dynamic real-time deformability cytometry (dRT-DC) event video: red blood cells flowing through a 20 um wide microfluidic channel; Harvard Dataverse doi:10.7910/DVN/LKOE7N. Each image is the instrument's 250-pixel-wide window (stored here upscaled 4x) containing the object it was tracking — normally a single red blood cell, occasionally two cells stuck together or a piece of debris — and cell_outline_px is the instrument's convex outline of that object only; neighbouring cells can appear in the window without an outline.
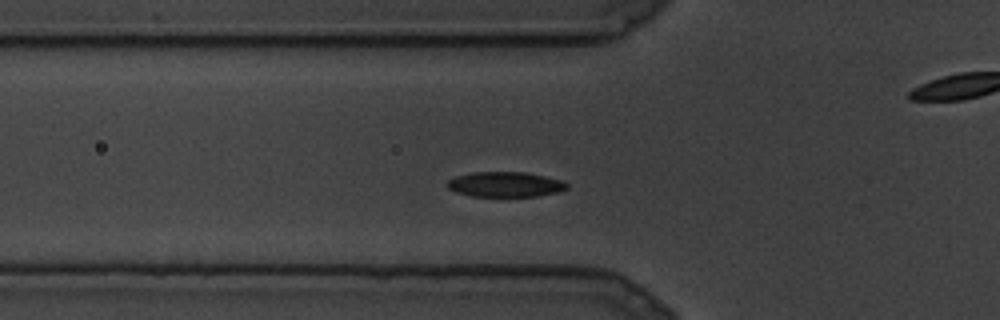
{"species": "common noctule bat (a hibernating species)", "species_latin": "Nyctalus noctula", "temperature_condition": "cold", "stored_images_in_passage": 6, "segment_of_instrument_passage": [1, 2], "camera_frame_rate_fps": 3000, "um_per_image_px": 0.085, "animal": {"sex": "male", "body_mass_g": 19.5, "forearm_length_mm": 54.6}, "frame": {"image": 1, "passage_image": 3, "time_ms": 0.667, "image_size_px": [1000, 320], "cell_outline_px": [[568, 188], [560, 192], [536, 196], [472, 196], [456, 192], [448, 188], [448, 180], [456, 176], [472, 172], [524, 172], [564, 180], [568, 184]], "centroid_in_image_um": [42.98, 15.67], "position_along_channel_um": 82.8, "area_um2": 17.51}}
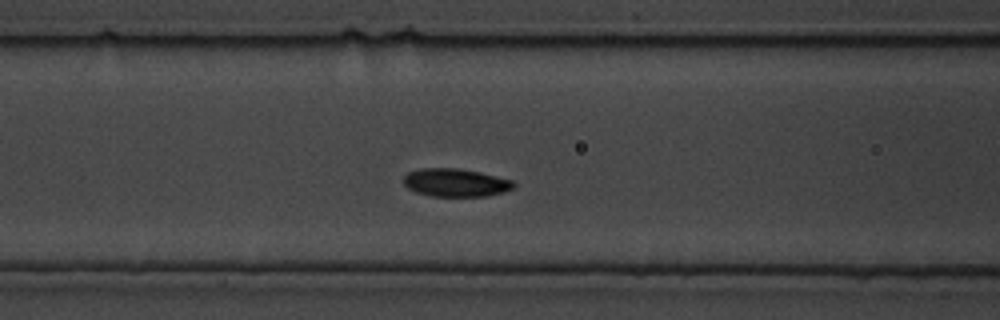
{"frame": {"image": 2, "passage_image": 5, "time_ms": 1.333, "image_size_px": [1000, 320], "cell_outline_px": [[516, 184], [512, 188], [504, 192], [484, 196], [432, 196], [416, 192], [408, 188], [404, 184], [404, 176], [408, 172], [420, 168], [456, 168], [480, 172], [512, 180]], "centroid_in_image_um": [38.71, 15.52], "position_along_channel_um": 127.9, "area_um2": 17.92}}